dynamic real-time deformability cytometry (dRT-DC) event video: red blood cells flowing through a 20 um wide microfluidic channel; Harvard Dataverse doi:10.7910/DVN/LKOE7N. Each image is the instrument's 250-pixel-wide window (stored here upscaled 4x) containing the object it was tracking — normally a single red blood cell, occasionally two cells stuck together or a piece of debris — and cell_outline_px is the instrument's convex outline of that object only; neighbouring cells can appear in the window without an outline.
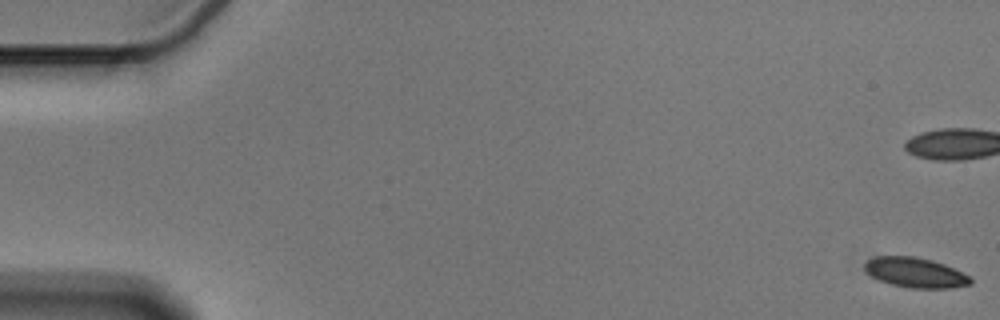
{"species": "Egyptian fruit bat (a non-hibernating species)", "species_latin": "Rousettus aegyptiacus", "temperature_condition": "cold", "stored_images_in_passage": 58, "camera_frame_rate_fps": 3000, "um_per_image_px": 0.085, "animal": {"sex": "male"}, "frame": {"image": 1, "passage_image": 1, "time_ms": 0.0, "image_size_px": [1000, 320], "cell_outline_px": [[972, 284], [952, 288], [908, 288], [892, 284], [880, 280], [864, 272], [864, 260], [872, 256], [912, 256], [932, 260], [944, 264], [972, 276]], "centroid_in_image_um": [77.79, 23.16], "position_along_channel_um": 7.2, "area_um2": 18.79}}
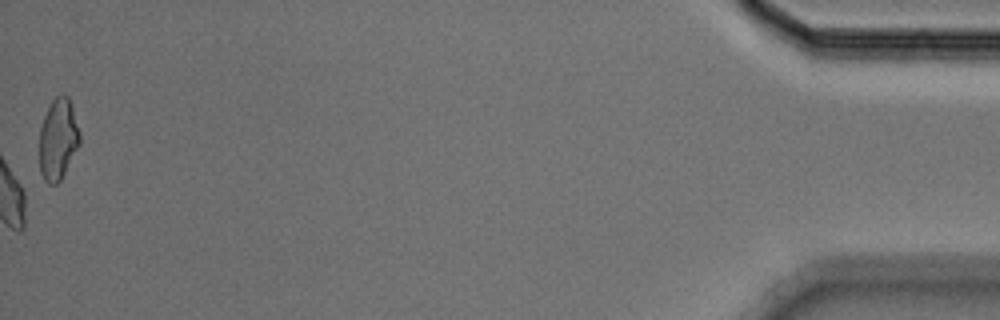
{"frame": {"image": 2, "passage_image": 58, "time_ms": 19.0, "image_size_px": [1000, 320], "cell_outline_px": [[80, 144], [60, 180], [56, 184], [48, 184], [44, 180], [40, 172], [40, 128], [44, 116], [52, 100], [60, 92], [64, 92], [68, 96], [80, 132]], "centroid_in_image_um": [4.94, 11.81], "position_along_channel_um": 430.3, "area_um2": 19.07}, "authors_computed_cell_mechanics": {"area_um2": 19.1029, "velocity_mm_per_s": 3.5719, "shape_relaxation_time_tau1_ms": 4.4272, "shape_relaxation_time_tau2_ms": 4.0722, "deformation_change_tau1": 0.0813, "deformation_change_tau2": 0.0803}}